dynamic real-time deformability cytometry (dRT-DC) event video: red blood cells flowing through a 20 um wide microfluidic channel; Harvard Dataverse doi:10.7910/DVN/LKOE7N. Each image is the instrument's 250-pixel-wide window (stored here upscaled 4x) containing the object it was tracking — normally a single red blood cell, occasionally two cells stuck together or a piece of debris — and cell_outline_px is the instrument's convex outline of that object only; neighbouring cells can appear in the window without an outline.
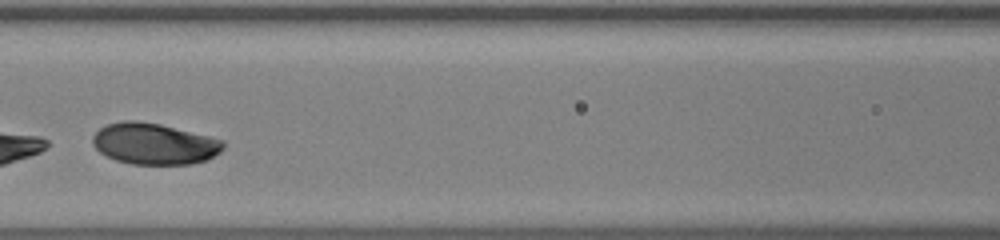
{"species": "human", "species_latin": "Homo sapiens", "temperature_condition": "warm", "stored_images_in_passage": 32, "segment_of_instrument_passage": [2, 2], "camera_frame_rate_fps": 3000, "um_per_image_px": 0.085, "donor": {"sex": "male"}, "frame": {"image": 1, "passage_image": 13, "time_ms": 4.0, "image_size_px": [1000, 240], "cell_outline_px": [[224, 148], [220, 152], [208, 160], [192, 164], [132, 164], [116, 160], [100, 152], [92, 144], [92, 136], [100, 128], [108, 124], [124, 120], [136, 120], [160, 124], [224, 140]], "centroid_in_image_um": [13.12, 12.22], "position_along_channel_um": 153.5, "area_um2": 31.39}}
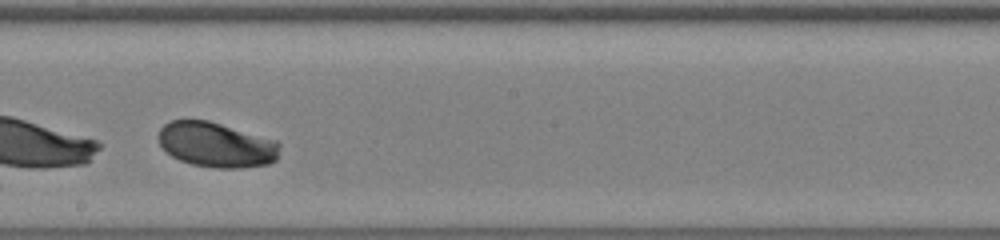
{"frame": {"image": 2, "passage_image": 19, "time_ms": 6.0, "image_size_px": [1000, 240], "cell_outline_px": [[280, 144], [276, 160], [268, 164], [240, 168], [216, 168], [192, 164], [180, 160], [172, 156], [160, 144], [156, 136], [160, 128], [164, 124], [172, 120], [208, 120], [276, 140]], "centroid_in_image_um": [18.37, 12.3], "position_along_channel_um": 229.8, "area_um2": 31.79}}
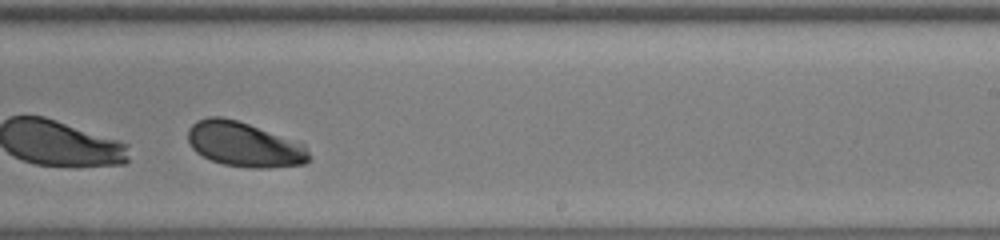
{"frame": {"image": 3, "passage_image": 22, "time_ms": 7.0, "image_size_px": [1000, 240], "cell_outline_px": [[308, 160], [304, 164], [268, 168], [248, 168], [224, 164], [212, 160], [196, 152], [192, 148], [188, 140], [188, 128], [196, 120], [208, 116], [220, 116], [236, 120], [248, 124], [304, 144], [308, 152]], "centroid_in_image_um": [20.71, 12.27], "position_along_channel_um": 268.3, "area_um2": 31.33}}